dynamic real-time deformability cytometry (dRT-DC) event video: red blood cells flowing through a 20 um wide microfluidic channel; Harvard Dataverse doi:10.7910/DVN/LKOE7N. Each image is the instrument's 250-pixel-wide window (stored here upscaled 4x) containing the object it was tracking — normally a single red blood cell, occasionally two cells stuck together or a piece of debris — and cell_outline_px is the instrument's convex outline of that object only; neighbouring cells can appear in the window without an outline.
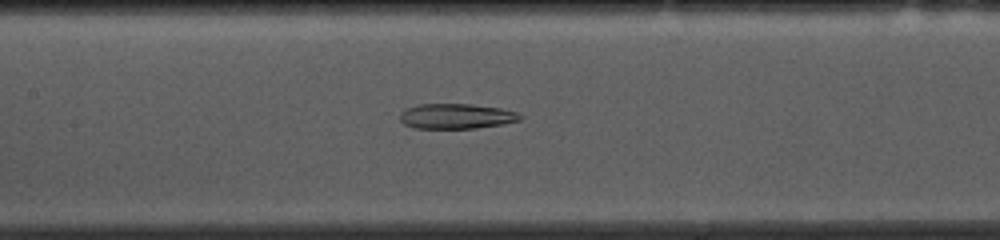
{"species": "common noctule bat (a hibernating species)", "species_latin": "Nyctalus noctula", "temperature_condition": "cold", "stored_images_in_passage": 53, "camera_frame_rate_fps": 3000, "um_per_image_px": 0.085, "animal": {"sex": "female", "body_mass_g": 10.0, "forearm_length_mm": 53.1}, "frame": {"image": 1, "passage_image": 23, "time_ms": 7.333, "image_size_px": [1000, 240], "cell_outline_px": [[524, 116], [520, 120], [500, 124], [476, 128], [416, 128], [404, 124], [400, 120], [400, 112], [416, 104], [472, 104], [500, 108], [516, 112]], "centroid_in_image_um": [38.77, 9.87], "position_along_channel_um": 168.6, "area_um2": 17.51}}
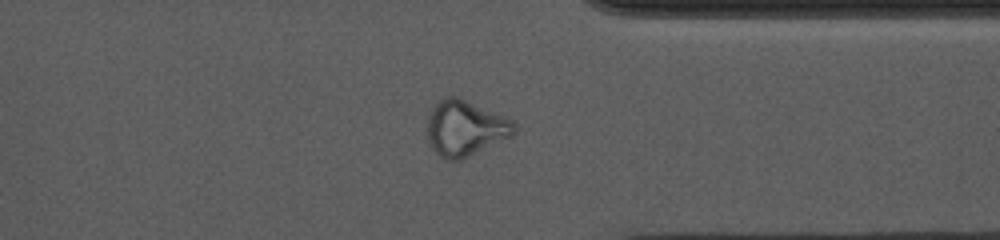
{"frame": {"image": 2, "passage_image": 40, "time_ms": 13.0, "image_size_px": [1000, 240], "cell_outline_px": [[516, 132], [512, 136], [460, 160], [448, 160], [440, 156], [432, 148], [428, 140], [428, 116], [436, 100], [444, 96], [460, 96], [504, 116], [512, 120], [516, 124]], "centroid_in_image_um": [39.54, 10.86], "position_along_channel_um": 371.9, "area_um2": 28.38}}
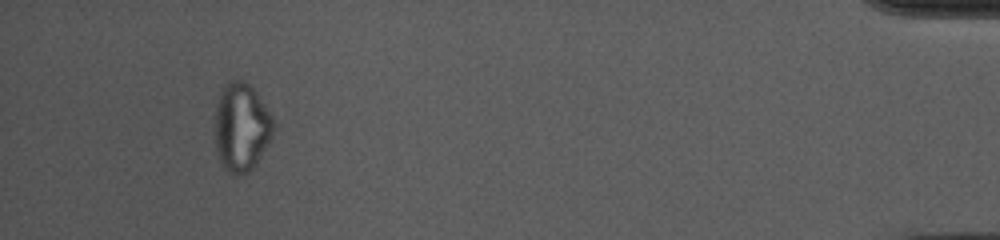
{"frame": {"image": 3, "passage_image": 49, "time_ms": 16.0, "image_size_px": [1000, 240], "cell_outline_px": [[276, 124], [272, 136], [256, 164], [244, 176], [236, 176], [228, 172], [224, 168], [220, 160], [216, 148], [216, 104], [220, 92], [224, 84], [228, 80], [244, 80], [256, 92], [272, 116]], "centroid_in_image_um": [20.53, 10.81], "position_along_channel_um": 414.7, "area_um2": 30.23}, "authors_computed_cell_mechanics": {"area_um2": 24.6806, "velocity_mm_per_s": 3.6804, "shape_relaxation_time_tau1_ms": null, "shape_relaxation_time_tau2_ms": 4.1409, "deformation_change_tau1": null, "deformation_change_tau2": 0.1262}}